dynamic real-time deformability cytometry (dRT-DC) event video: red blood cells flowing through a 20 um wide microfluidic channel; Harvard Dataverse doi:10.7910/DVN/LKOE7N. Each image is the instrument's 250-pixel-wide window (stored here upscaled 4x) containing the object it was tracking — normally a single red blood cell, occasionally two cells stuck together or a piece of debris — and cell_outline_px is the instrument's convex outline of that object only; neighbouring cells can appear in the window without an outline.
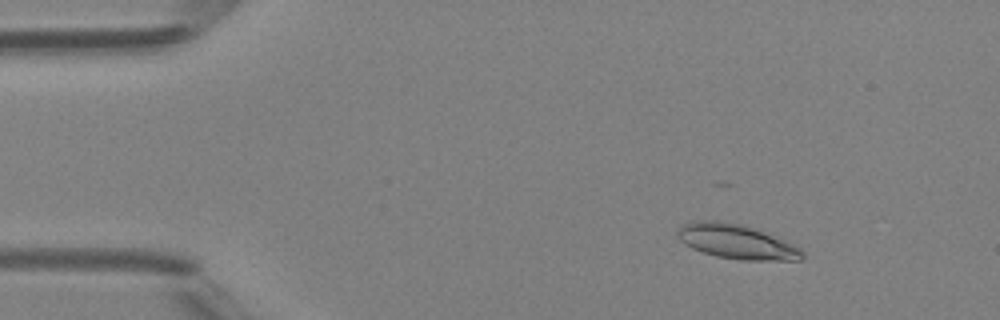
{"species": "Egyptian fruit bat (a non-hibernating species)", "species_latin": "Rousettus aegyptiacus", "temperature_condition": "room temperature", "stored_images_in_passage": 24, "camera_frame_rate_fps": 3000, "um_per_image_px": 0.085, "animal": {"sex": "female"}, "frame": {"image": 1, "passage_image": 6, "time_ms": 1.667, "image_size_px": [1000, 320], "cell_outline_px": [[804, 260], [740, 260], [716, 256], [692, 248], [680, 240], [676, 232], [684, 224], [692, 220], [716, 220], [740, 224], [752, 228], [792, 244], [800, 248], [804, 252]], "centroid_in_image_um": [62.59, 20.54], "position_along_channel_um": 22.4, "area_um2": 24.74}}
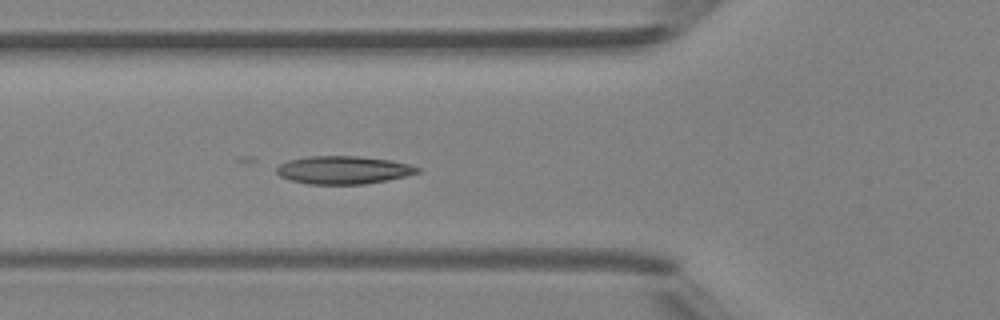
{"frame": {"image": 2, "passage_image": 17, "time_ms": 5.333, "image_size_px": [1000, 320], "cell_outline_px": [[420, 172], [388, 180], [364, 184], [308, 184], [292, 180], [280, 176], [276, 172], [276, 168], [280, 164], [288, 160], [304, 156], [356, 156], [388, 160], [408, 164], [420, 168]], "centroid_in_image_um": [29.15, 14.45], "position_along_channel_um": 96.6, "area_um2": 22.83}}
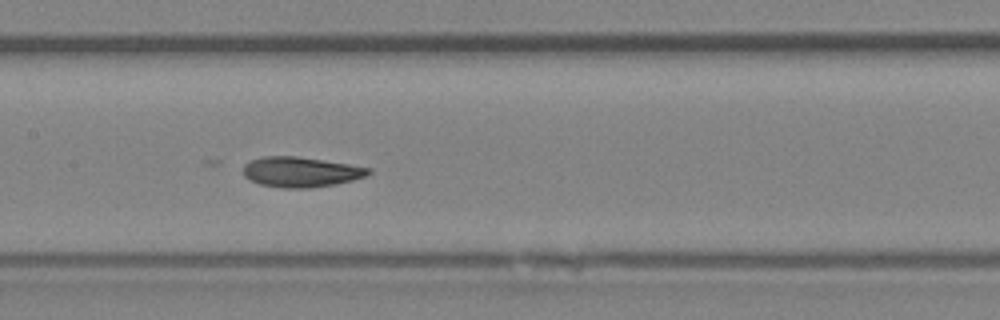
{"frame": {"image": 3, "passage_image": 23, "time_ms": 7.333, "image_size_px": [1000, 320], "cell_outline_px": [[372, 172], [368, 176], [336, 184], [308, 188], [280, 188], [260, 184], [244, 176], [244, 164], [248, 160], [264, 156], [296, 156], [348, 164], [372, 168]], "centroid_in_image_um": [25.58, 14.61], "position_along_channel_um": 181.8, "area_um2": 22.08}}